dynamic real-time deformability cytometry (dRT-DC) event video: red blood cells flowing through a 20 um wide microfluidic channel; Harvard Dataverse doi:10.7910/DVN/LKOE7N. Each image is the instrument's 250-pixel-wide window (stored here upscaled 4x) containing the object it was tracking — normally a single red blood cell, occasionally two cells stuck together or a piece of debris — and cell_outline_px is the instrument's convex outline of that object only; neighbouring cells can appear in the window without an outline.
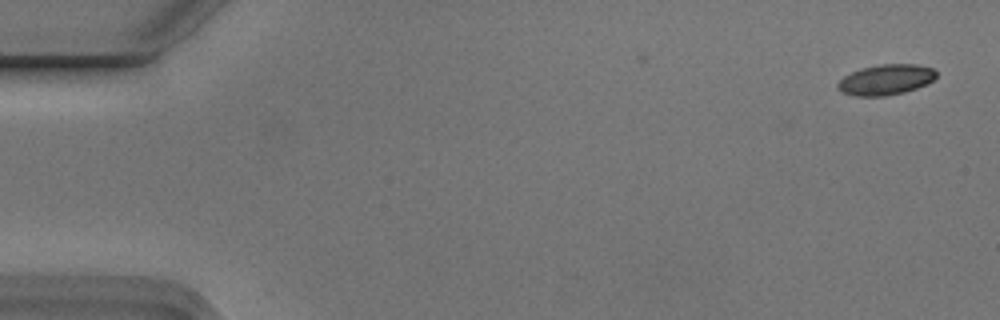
{"species": "Egyptian fruit bat (a non-hibernating species)", "species_latin": "Rousettus aegyptiacus", "temperature_condition": "cold", "stored_images_in_passage": 3, "camera_frame_rate_fps": 3000, "um_per_image_px": 0.085, "animal": {"sex": "male"}, "frame": {"image": 1, "passage_image": 1, "time_ms": 0.0, "image_size_px": [1000, 320], "cell_outline_px": [[936, 76], [932, 80], [916, 88], [904, 92], [884, 96], [856, 96], [840, 92], [836, 84], [844, 76], [852, 72], [864, 68], [880, 64], [916, 64], [932, 68], [936, 72]], "centroid_in_image_um": [75.27, 6.78], "position_along_channel_um": 9.7, "area_um2": 17.28}}